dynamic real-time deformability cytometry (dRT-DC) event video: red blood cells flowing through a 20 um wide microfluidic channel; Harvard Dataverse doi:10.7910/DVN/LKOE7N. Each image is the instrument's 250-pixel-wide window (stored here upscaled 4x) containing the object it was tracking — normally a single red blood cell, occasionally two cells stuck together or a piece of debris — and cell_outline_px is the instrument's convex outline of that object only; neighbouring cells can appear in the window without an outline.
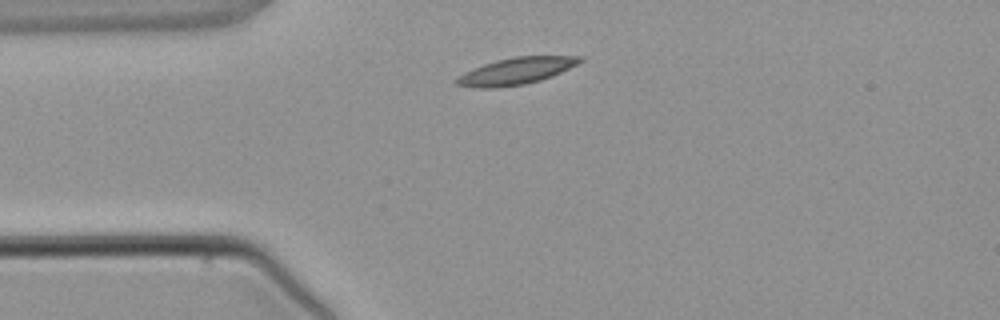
{"species": "common noctule bat (a hibernating species)", "species_latin": "Nyctalus noctula", "temperature_condition": "warm", "stored_images_in_passage": 1, "camera_frame_rate_fps": 3000, "um_per_image_px": 0.085, "animal": {"sex": "male", "body_mass_g": 21.5, "forearm_length_mm": 52.0}, "frame": {"image": 1, "passage_image": 1, "time_ms": 0.0, "image_size_px": [1000, 320], "cell_outline_px": [[584, 60], [552, 76], [540, 80], [524, 84], [496, 88], [480, 88], [456, 84], [456, 80], [464, 72], [484, 64], [496, 60], [516, 56], [584, 56]], "centroid_in_image_um": [43.89, 6.03], "position_along_channel_um": 41.1, "area_um2": 18.96}}